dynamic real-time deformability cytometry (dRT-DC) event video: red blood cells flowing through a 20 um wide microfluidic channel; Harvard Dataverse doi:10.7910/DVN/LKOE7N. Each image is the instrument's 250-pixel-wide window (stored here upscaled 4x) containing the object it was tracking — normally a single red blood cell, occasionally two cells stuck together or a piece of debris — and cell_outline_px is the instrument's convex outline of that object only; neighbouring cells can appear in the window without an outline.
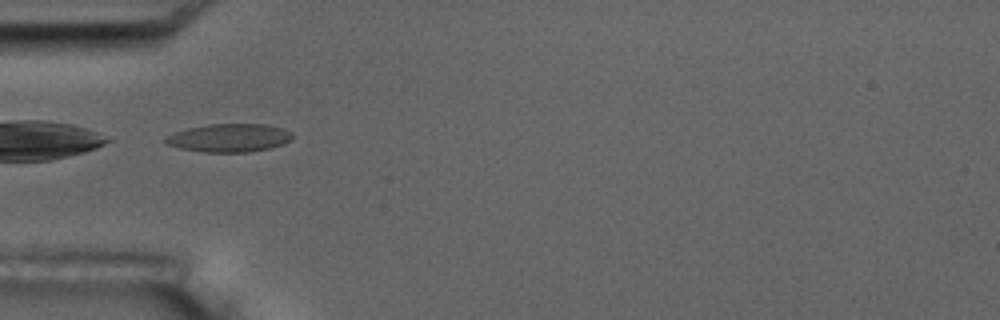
{"species": "common noctule bat (a hibernating species)", "species_latin": "Nyctalus noctula", "temperature_condition": "room temperature", "stored_images_in_passage": 10, "camera_frame_rate_fps": 3000, "um_per_image_px": 0.085, "animal": {"sex": "male", "body_mass_g": 17.5, "forearm_length_mm": 52.3}, "frame": {"image": 1, "passage_image": 6, "time_ms": 5.667, "image_size_px": [1000, 320], "cell_outline_px": [[292, 140], [284, 144], [272, 148], [248, 152], [204, 152], [180, 148], [164, 144], [164, 136], [188, 128], [208, 124], [268, 124], [284, 128], [292, 132]], "centroid_in_image_um": [19.51, 11.72], "position_along_channel_um": 65.5, "area_um2": 21.15}}
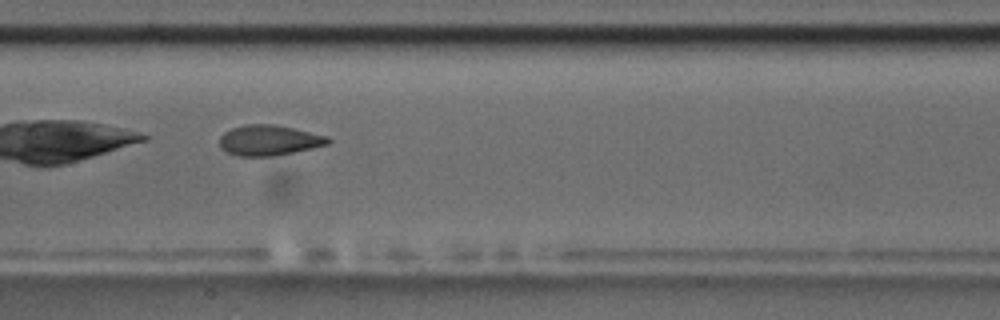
{"frame": {"image": 2, "passage_image": 9, "time_ms": 9.0, "image_size_px": [1000, 320], "cell_outline_px": [[332, 140], [328, 144], [312, 148], [272, 156], [236, 156], [220, 148], [220, 136], [224, 132], [232, 128], [244, 124], [276, 124], [328, 136]], "centroid_in_image_um": [22.86, 11.91], "position_along_channel_um": 184.5, "area_um2": 19.25}}
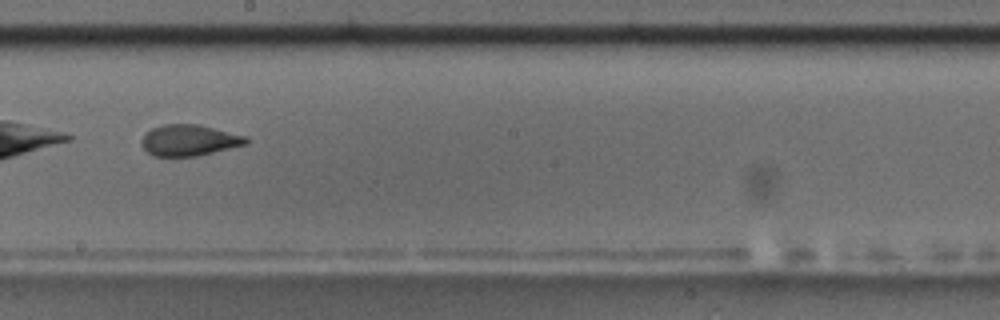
{"frame": {"image": 3, "passage_image": 10, "time_ms": 10.333, "image_size_px": [1000, 320], "cell_outline_px": [[248, 144], [196, 156], [152, 156], [140, 144], [140, 140], [144, 132], [152, 128], [164, 124], [196, 124], [248, 136]], "centroid_in_image_um": [16.05, 11.92], "position_along_channel_um": 232.1, "area_um2": 19.07}}